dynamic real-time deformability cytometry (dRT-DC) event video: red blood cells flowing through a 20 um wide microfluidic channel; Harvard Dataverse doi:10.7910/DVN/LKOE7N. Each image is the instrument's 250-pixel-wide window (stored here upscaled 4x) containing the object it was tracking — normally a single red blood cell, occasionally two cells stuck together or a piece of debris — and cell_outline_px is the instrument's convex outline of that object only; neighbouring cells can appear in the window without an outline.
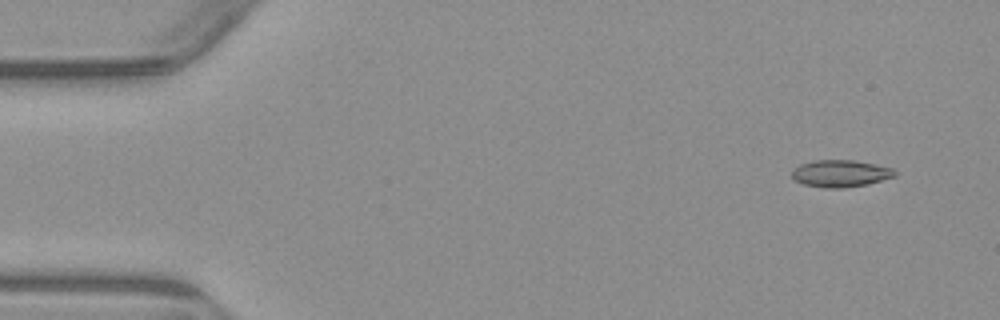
{"species": "common noctule bat (a hibernating species)", "species_latin": "Nyctalus noctula", "temperature_condition": "warm", "stored_images_in_passage": 5, "segment_of_instrument_passage": [1, 2], "camera_frame_rate_fps": 3000, "um_per_image_px": 0.085, "animal": {"sex": "male", "body_mass_g": 23.1, "forearm_length_mm": 52.7}, "frame": {"image": 1, "passage_image": 1, "time_ms": 0.0, "image_size_px": [1000, 320], "cell_outline_px": [[896, 176], [868, 184], [840, 188], [824, 188], [804, 184], [796, 180], [792, 176], [792, 168], [800, 164], [812, 160], [852, 160], [876, 164], [892, 168], [896, 172]], "centroid_in_image_um": [71.43, 14.74], "position_along_channel_um": 13.6, "area_um2": 16.24}}